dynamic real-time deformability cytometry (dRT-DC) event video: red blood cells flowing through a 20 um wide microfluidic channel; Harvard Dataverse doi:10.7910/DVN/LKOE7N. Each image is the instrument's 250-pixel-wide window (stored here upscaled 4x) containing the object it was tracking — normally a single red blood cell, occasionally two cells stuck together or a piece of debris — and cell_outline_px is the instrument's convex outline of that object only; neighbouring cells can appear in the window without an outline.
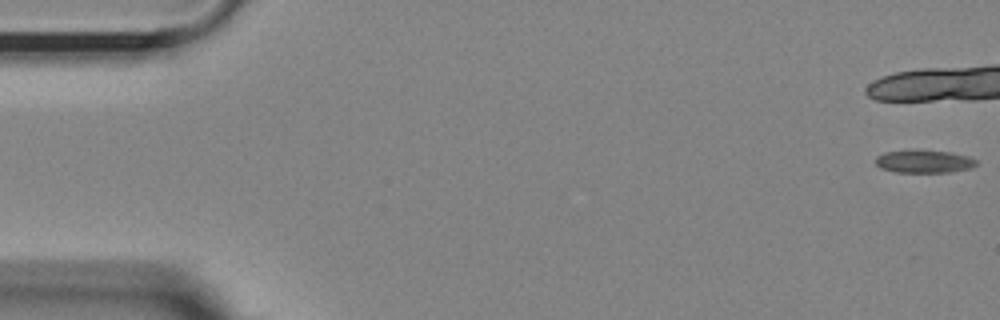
{"species": "Egyptian fruit bat (a non-hibernating species)", "species_latin": "Rousettus aegyptiacus", "temperature_condition": "room temperature", "stored_images_in_passage": 12, "camera_frame_rate_fps": 3000, "um_per_image_px": 0.085, "animal": {"sex": "female"}, "frame": {"image": 1, "passage_image": 1, "time_ms": 0.0, "image_size_px": [1000, 320], "cell_outline_px": [[976, 164], [972, 168], [952, 172], [896, 172], [880, 168], [876, 164], [876, 156], [884, 152], [948, 152], [968, 156], [976, 160]], "centroid_in_image_um": [78.56, 13.76], "position_along_channel_um": 6.4, "area_um2": 12.83}}